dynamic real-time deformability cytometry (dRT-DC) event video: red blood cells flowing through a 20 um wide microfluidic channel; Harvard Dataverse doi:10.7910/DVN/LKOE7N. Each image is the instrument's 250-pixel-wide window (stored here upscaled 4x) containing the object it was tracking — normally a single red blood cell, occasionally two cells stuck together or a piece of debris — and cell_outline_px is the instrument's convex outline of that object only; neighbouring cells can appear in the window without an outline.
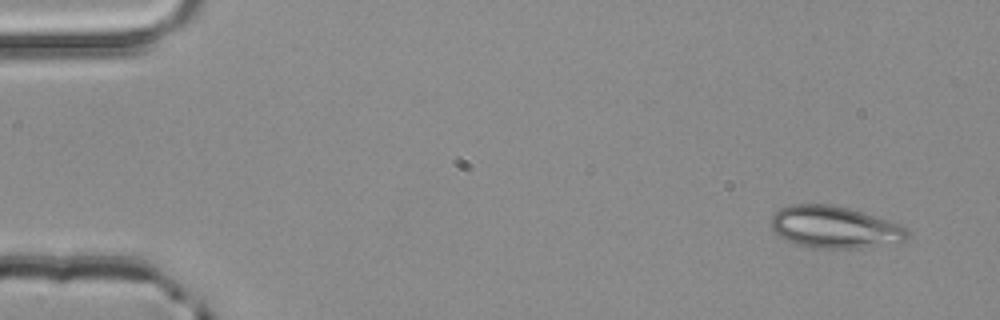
{"species": "common noctule bat (a hibernating species)", "species_latin": "Nyctalus noctula", "temperature_condition": "room temperature", "stored_images_in_passage": 3, "camera_frame_rate_fps": 3000, "um_per_image_px": 0.085, "animal": {"sex": "male", "body_mass_g": 20.4}, "frame": {"image": 1, "passage_image": 1, "time_ms": 0.0, "image_size_px": [1000, 320], "cell_outline_px": [[908, 240], [900, 244], [860, 248], [812, 248], [796, 244], [780, 236], [772, 228], [772, 216], [780, 208], [792, 204], [828, 204], [848, 208], [888, 220], [900, 224], [908, 232]], "centroid_in_image_um": [71.0, 19.33], "position_along_channel_um": 14.0, "area_um2": 33.47}}